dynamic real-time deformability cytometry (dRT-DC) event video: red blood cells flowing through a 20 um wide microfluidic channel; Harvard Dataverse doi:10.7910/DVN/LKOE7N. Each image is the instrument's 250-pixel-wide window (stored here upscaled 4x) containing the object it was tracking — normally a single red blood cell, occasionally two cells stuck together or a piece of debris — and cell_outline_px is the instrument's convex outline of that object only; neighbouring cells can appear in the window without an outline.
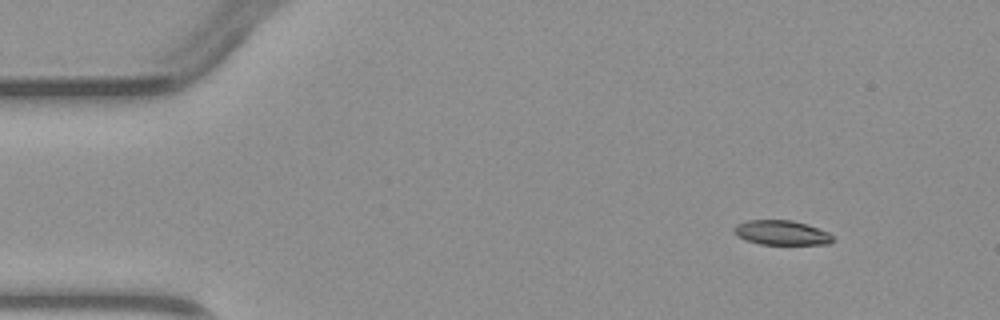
{"species": "common noctule bat (a hibernating species)", "species_latin": "Nyctalus noctula", "temperature_condition": "warm", "stored_images_in_passage": 4, "camera_frame_rate_fps": 3000, "um_per_image_px": 0.085, "animal": {"sex": "male", "body_mass_g": 23.1, "forearm_length_mm": 52.7}, "frame": {"image": 1, "passage_image": 1, "time_ms": 0.0, "image_size_px": [1000, 320], "cell_outline_px": [[832, 240], [828, 244], [760, 244], [744, 240], [736, 236], [732, 232], [732, 228], [736, 224], [748, 220], [792, 220], [808, 224], [828, 232], [832, 236]], "centroid_in_image_um": [66.36, 19.77], "position_along_channel_um": 18.6, "area_um2": 14.28}}
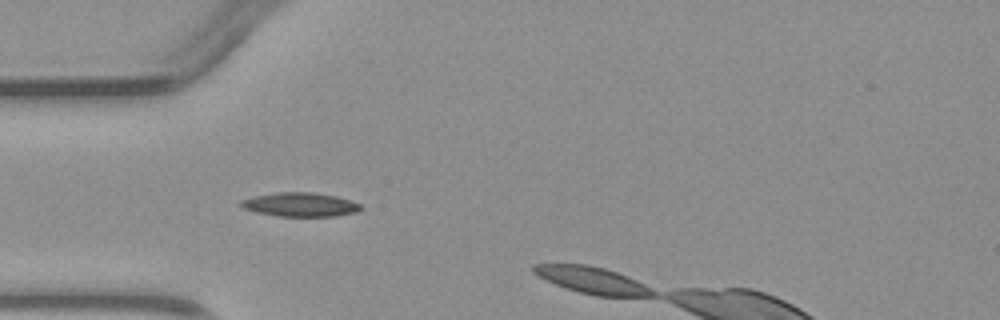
{"frame": {"image": 2, "passage_image": 3, "time_ms": 3.0, "image_size_px": [1000, 320], "cell_outline_px": [[364, 208], [356, 212], [336, 216], [280, 216], [256, 212], [244, 208], [240, 204], [240, 200], [252, 196], [276, 192], [312, 192], [336, 196], [360, 204]], "centroid_in_image_um": [25.51, 17.38], "position_along_channel_um": 59.5, "area_um2": 16.7}}